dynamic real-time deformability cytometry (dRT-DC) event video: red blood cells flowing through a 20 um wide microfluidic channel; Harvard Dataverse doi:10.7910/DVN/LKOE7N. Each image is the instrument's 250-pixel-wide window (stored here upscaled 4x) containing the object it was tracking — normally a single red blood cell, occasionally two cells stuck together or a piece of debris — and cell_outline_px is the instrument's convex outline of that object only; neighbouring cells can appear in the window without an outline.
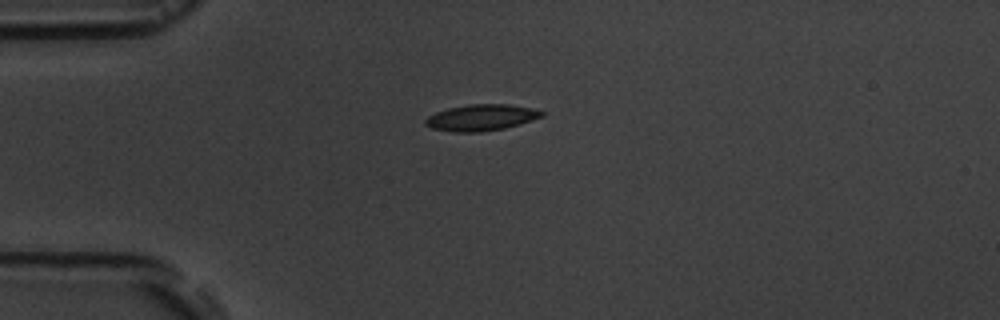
{"species": "common noctule bat (a hibernating species)", "species_latin": "Nyctalus noctula", "temperature_condition": "room temperature", "stored_images_in_passage": 1, "camera_frame_rate_fps": 3000, "um_per_image_px": 0.085, "animal": {"sex": "male", "body_mass_g": 19.5, "forearm_length_mm": 54.6}, "frame": {"image": 1, "passage_image": 1, "time_ms": 0.0, "image_size_px": [1000, 320], "cell_outline_px": [[544, 116], [520, 124], [504, 128], [480, 132], [452, 132], [432, 128], [424, 124], [424, 120], [428, 116], [436, 112], [448, 108], [468, 104], [508, 104], [532, 108], [544, 112]], "centroid_in_image_um": [40.89, 9.99], "position_along_channel_um": 44.1, "area_um2": 17.86}}